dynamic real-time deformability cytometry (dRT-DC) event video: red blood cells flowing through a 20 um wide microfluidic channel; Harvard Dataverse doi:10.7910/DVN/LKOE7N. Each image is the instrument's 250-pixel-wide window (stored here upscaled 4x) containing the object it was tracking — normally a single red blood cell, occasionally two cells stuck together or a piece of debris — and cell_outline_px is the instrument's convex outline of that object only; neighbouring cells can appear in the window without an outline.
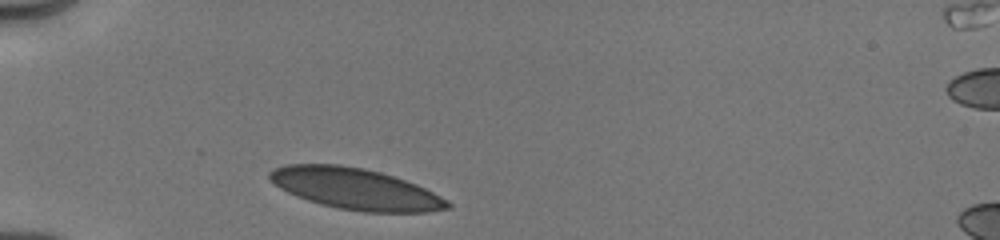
{"species": "human", "species_latin": "Homo sapiens", "temperature_condition": "cold", "stored_images_in_passage": 24, "camera_frame_rate_fps": 3000, "um_per_image_px": 0.085, "donor": {"sex": "male"}, "frame": {"image": 1, "passage_image": 1, "time_ms": 0.0, "image_size_px": [1000, 240], "cell_outline_px": [[452, 208], [428, 212], [364, 212], [336, 208], [320, 204], [296, 196], [280, 188], [268, 176], [268, 172], [272, 168], [284, 164], [340, 164], [364, 168], [380, 172], [416, 184], [448, 200], [452, 204]], "centroid_in_image_um": [30.21, 16.05], "position_along_channel_um": 54.8, "area_um2": 42.77}}
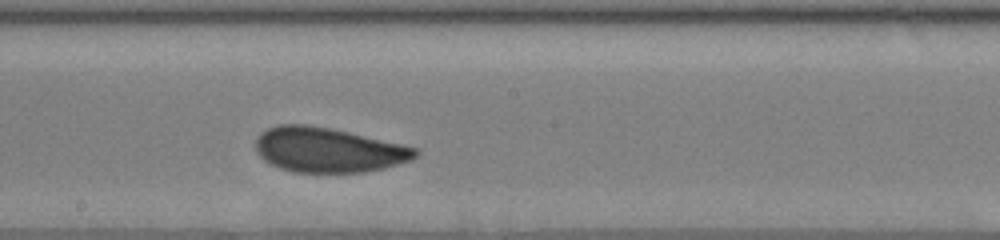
{"frame": {"image": 2, "passage_image": 10, "time_ms": 4.667, "image_size_px": [1000, 240], "cell_outline_px": [[420, 152], [412, 160], [384, 168], [364, 172], [292, 172], [280, 168], [264, 160], [256, 152], [256, 136], [260, 132], [268, 128], [280, 124], [304, 124], [328, 128], [348, 132], [404, 144], [420, 148]], "centroid_in_image_um": [27.91, 12.74], "position_along_channel_um": 220.3, "area_um2": 41.79}}
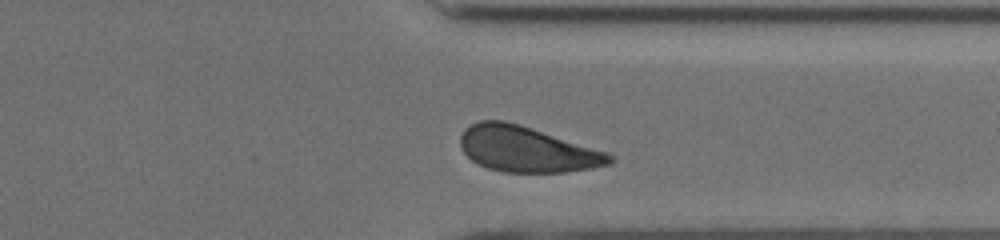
{"frame": {"image": 3, "passage_image": 21, "time_ms": 8.333, "image_size_px": [1000, 240], "cell_outline_px": [[616, 160], [612, 164], [592, 168], [564, 172], [504, 172], [488, 168], [472, 160], [464, 152], [460, 144], [460, 136], [464, 128], [480, 120], [504, 120], [608, 152]], "centroid_in_image_um": [44.79, 12.69], "position_along_channel_um": 366.6, "area_um2": 39.36}, "authors_computed_cell_mechanics": {"area_um2": 41.0669, "velocity_mm_per_s": 3.9751, "shape_relaxation_time_tau1_ms": 2.6021, "shape_relaxation_time_tau2_ms": null, "deformation_change_tau1": 0.0883, "deformation_change_tau2": null}}